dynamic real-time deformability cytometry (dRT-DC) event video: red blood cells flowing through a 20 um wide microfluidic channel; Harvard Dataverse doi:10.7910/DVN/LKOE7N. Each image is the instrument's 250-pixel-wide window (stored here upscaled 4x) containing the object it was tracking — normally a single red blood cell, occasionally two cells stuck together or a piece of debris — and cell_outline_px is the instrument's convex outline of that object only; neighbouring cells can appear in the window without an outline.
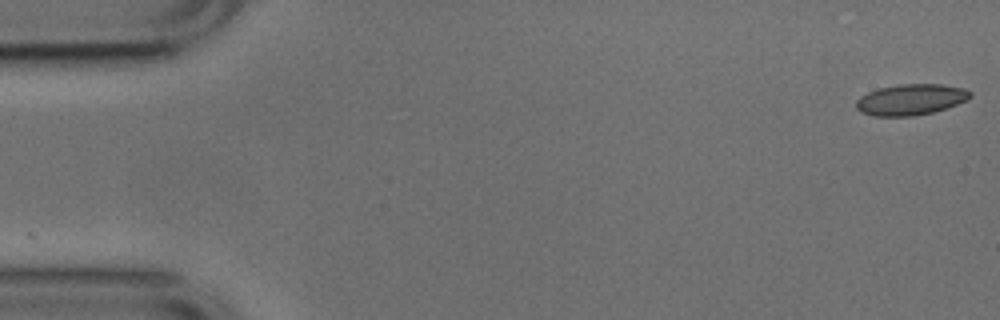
{"species": "common noctule bat (a hibernating species)", "species_latin": "Nyctalus noctula", "temperature_condition": "cold", "stored_images_in_passage": 52, "camera_frame_rate_fps": 3000, "um_per_image_px": 0.085, "animal": {"sex": "male", "body_mass_g": 17.9, "forearm_length_mm": 54.2}, "frame": {"image": 1, "passage_image": 1, "time_ms": 0.0, "image_size_px": [1000, 320], "cell_outline_px": [[972, 96], [968, 100], [932, 112], [912, 116], [872, 116], [860, 112], [856, 108], [856, 100], [860, 96], [876, 88], [900, 84], [944, 84], [964, 88], [972, 92]], "centroid_in_image_um": [77.4, 8.45], "position_along_channel_um": 7.6, "area_um2": 20.75}}
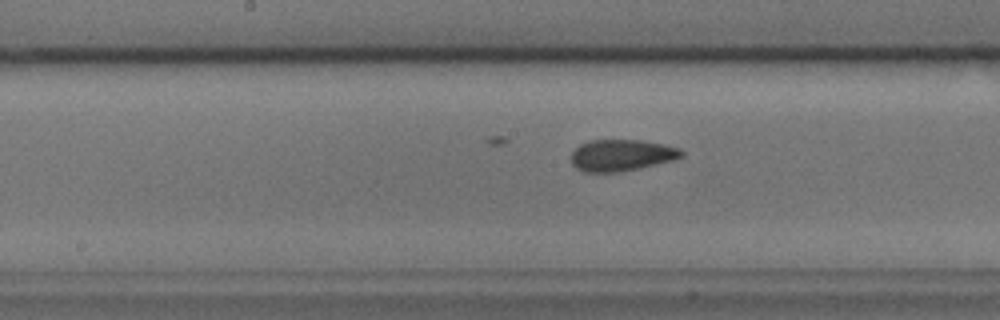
{"frame": {"image": 2, "passage_image": 26, "time_ms": 8.333, "image_size_px": [1000, 320], "cell_outline_px": [[684, 156], [672, 160], [640, 168], [616, 172], [584, 172], [576, 168], [572, 164], [572, 152], [580, 144], [588, 140], [640, 140], [680, 148], [684, 152]], "centroid_in_image_um": [52.81, 13.19], "position_along_channel_um": 195.4, "area_um2": 20.17}}
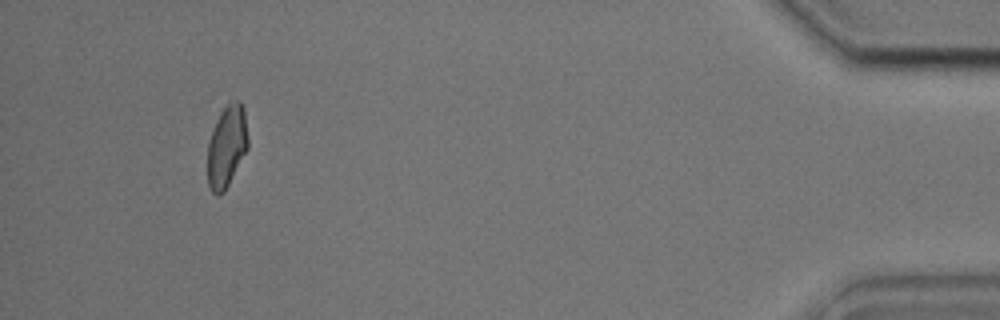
{"frame": {"image": 3, "passage_image": 49, "time_ms": 16.0, "image_size_px": [1000, 320], "cell_outline_px": [[248, 148], [224, 192], [216, 196], [212, 192], [208, 184], [208, 140], [216, 120], [220, 112], [228, 104], [236, 100], [240, 100], [244, 108], [248, 136]], "centroid_in_image_um": [19.28, 12.43], "position_along_channel_um": 415.9, "area_um2": 19.31}, "authors_computed_cell_mechanics": {"area_um2": 20.1144, "velocity_mm_per_s": 3.7869, "shape_relaxation_time_tau1_ms": 6.2003, "shape_relaxation_time_tau2_ms": 1.8518, "deformation_change_tau1": 0.1282, "deformation_change_tau2": 0.0636}}